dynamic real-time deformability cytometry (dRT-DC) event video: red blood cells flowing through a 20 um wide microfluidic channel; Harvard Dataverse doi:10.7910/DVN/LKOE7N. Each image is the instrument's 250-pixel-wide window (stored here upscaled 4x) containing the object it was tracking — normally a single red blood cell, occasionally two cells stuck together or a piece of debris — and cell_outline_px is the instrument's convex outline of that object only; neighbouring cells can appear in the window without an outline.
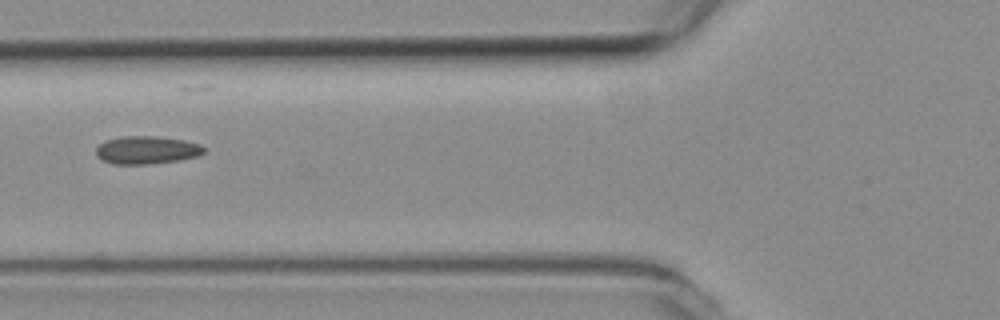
{"species": "common noctule bat (a hibernating species)", "species_latin": "Nyctalus noctula", "temperature_condition": "room temperature", "stored_images_in_passage": 7, "camera_frame_rate_fps": 3000, "um_per_image_px": 0.085, "animal": {"sex": "female", "body_mass_g": 19.3, "forearm_length_mm": 54.1}, "frame": {"image": 1, "passage_image": 7, "time_ms": 2.0, "image_size_px": [1000, 320], "cell_outline_px": [[204, 152], [200, 156], [180, 160], [148, 164], [112, 164], [100, 160], [96, 156], [96, 148], [104, 140], [120, 136], [156, 136], [184, 140], [200, 144], [204, 148]], "centroid_in_image_um": [12.44, 12.75], "position_along_channel_um": 113.4, "area_um2": 17.8}}